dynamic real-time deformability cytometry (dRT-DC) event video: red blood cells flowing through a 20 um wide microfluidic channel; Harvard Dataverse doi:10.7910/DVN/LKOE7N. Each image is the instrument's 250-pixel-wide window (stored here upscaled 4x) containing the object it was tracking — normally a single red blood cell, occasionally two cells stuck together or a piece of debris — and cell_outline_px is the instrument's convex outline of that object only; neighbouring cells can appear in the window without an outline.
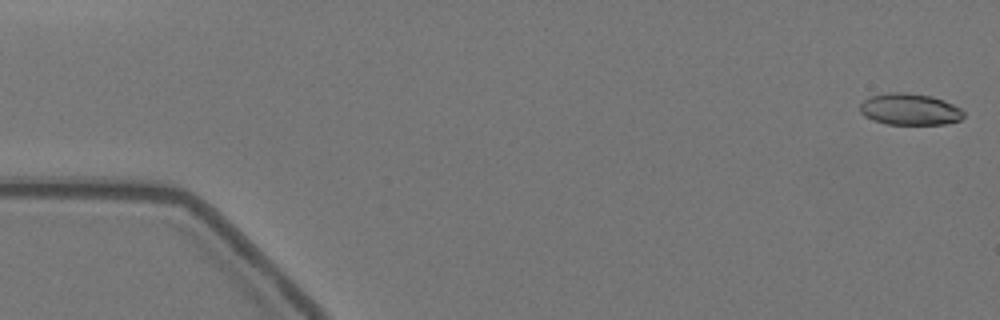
{"species": "Egyptian fruit bat (a non-hibernating species)", "species_latin": "Rousettus aegyptiacus", "temperature_condition": "warm", "stored_images_in_passage": 47, "camera_frame_rate_fps": 3000, "um_per_image_px": 0.085, "animal": {"sex": "female"}, "frame": {"image": 1, "passage_image": 1, "time_ms": 0.0, "image_size_px": [1000, 320], "cell_outline_px": [[964, 116], [960, 120], [944, 124], [888, 124], [872, 120], [864, 116], [860, 112], [860, 104], [868, 96], [888, 92], [900, 92], [932, 96], [944, 100], [960, 108], [964, 112]], "centroid_in_image_um": [77.31, 9.29], "position_along_channel_um": 7.7, "area_um2": 19.13}}
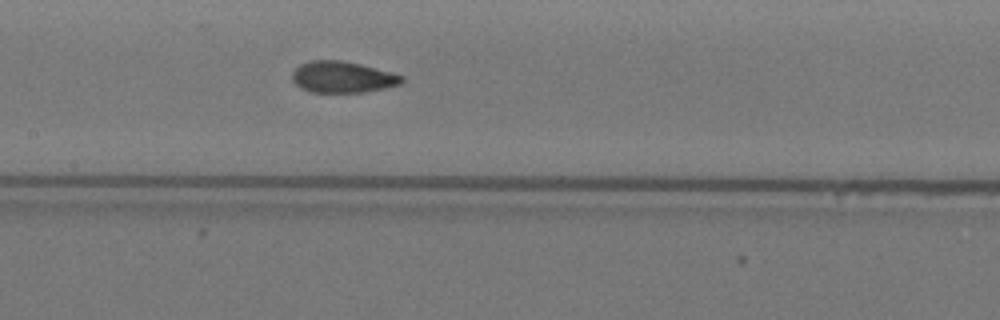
{"frame": {"image": 2, "passage_image": 27, "time_ms": 8.667, "image_size_px": [1000, 320], "cell_outline_px": [[404, 80], [400, 84], [384, 88], [364, 92], [312, 92], [300, 88], [292, 80], [292, 72], [300, 64], [312, 60], [340, 60], [360, 64], [404, 76]], "centroid_in_image_um": [29.09, 6.55], "position_along_channel_um": 178.3, "area_um2": 19.88}}
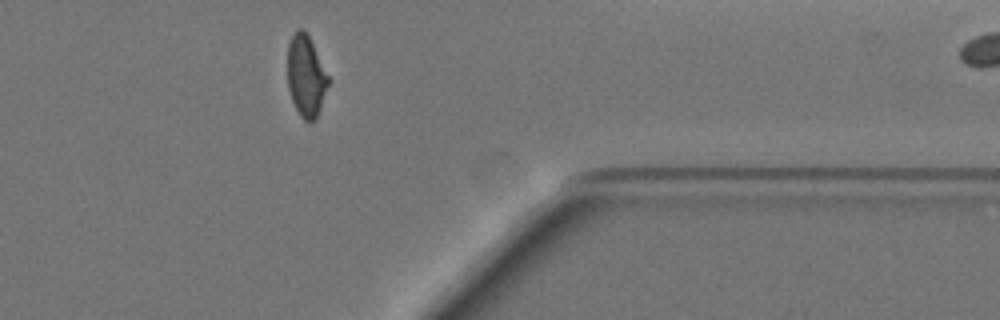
{"frame": {"image": 3, "passage_image": 46, "time_ms": 15.0, "image_size_px": [1000, 320], "cell_outline_px": [[332, 80], [316, 120], [304, 120], [300, 116], [292, 100], [288, 88], [288, 44], [296, 28], [304, 28]], "centroid_in_image_um": [26.05, 6.46], "position_along_channel_um": 385.4, "area_um2": 19.71}}